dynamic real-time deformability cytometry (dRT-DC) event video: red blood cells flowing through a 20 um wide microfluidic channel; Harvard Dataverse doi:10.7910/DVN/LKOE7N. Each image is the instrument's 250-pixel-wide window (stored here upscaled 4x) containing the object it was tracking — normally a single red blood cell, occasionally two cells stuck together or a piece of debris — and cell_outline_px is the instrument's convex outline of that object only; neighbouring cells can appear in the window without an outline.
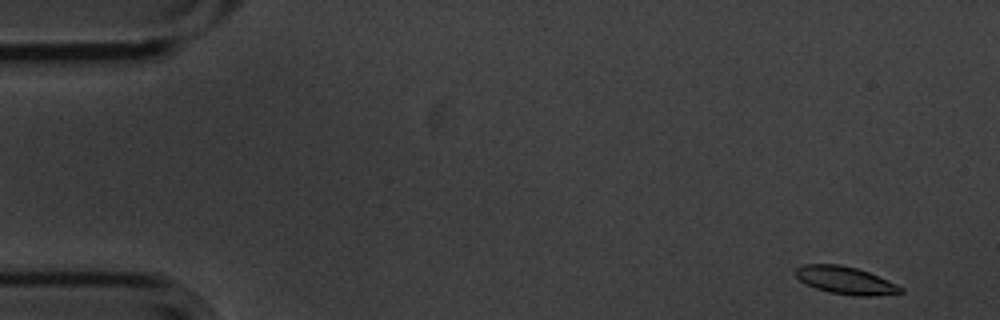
{"species": "common noctule bat (a hibernating species)", "species_latin": "Nyctalus noctula", "temperature_condition": "cold", "stored_images_in_passage": 4, "camera_frame_rate_fps": 3000, "um_per_image_px": 0.085, "animal": {"sex": "male", "body_mass_g": 20.1, "forearm_length_mm": 53.5}, "frame": {"image": 1, "passage_image": 1, "time_ms": 0.0, "image_size_px": [1000, 320], "cell_outline_px": [[904, 292], [872, 296], [856, 296], [828, 292], [816, 288], [800, 280], [796, 276], [796, 268], [804, 264], [840, 264], [856, 268], [868, 272], [896, 284], [904, 288]], "centroid_in_image_um": [71.87, 23.83], "position_along_channel_um": 13.1, "area_um2": 16.7}}